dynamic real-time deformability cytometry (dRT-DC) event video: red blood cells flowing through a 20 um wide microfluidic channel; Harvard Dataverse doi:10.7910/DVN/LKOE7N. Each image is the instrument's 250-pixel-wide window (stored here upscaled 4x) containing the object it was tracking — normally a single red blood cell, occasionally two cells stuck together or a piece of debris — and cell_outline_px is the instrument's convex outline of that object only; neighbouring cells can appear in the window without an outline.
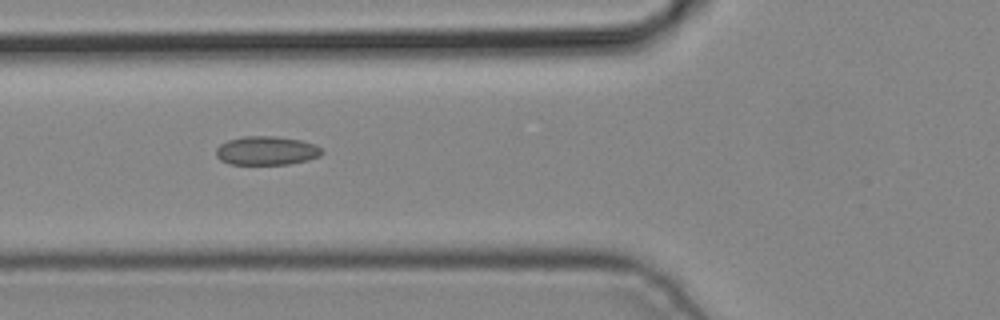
{"species": "common noctule bat (a hibernating species)", "species_latin": "Nyctalus noctula", "temperature_condition": "cold", "stored_images_in_passage": 3, "camera_frame_rate_fps": 3000, "um_per_image_px": 0.085, "animal": {"sex": "male", "body_mass_g": 19.2, "forearm_length_mm": 51.8}, "frame": {"image": 1, "passage_image": 3, "time_ms": 0.667, "image_size_px": [1000, 320], "cell_outline_px": [[324, 152], [320, 156], [308, 160], [288, 164], [228, 164], [220, 160], [216, 156], [216, 148], [220, 144], [228, 140], [244, 136], [276, 136], [300, 140], [316, 144]], "centroid_in_image_um": [22.65, 12.8], "position_along_channel_um": 103.1, "area_um2": 17.86}}